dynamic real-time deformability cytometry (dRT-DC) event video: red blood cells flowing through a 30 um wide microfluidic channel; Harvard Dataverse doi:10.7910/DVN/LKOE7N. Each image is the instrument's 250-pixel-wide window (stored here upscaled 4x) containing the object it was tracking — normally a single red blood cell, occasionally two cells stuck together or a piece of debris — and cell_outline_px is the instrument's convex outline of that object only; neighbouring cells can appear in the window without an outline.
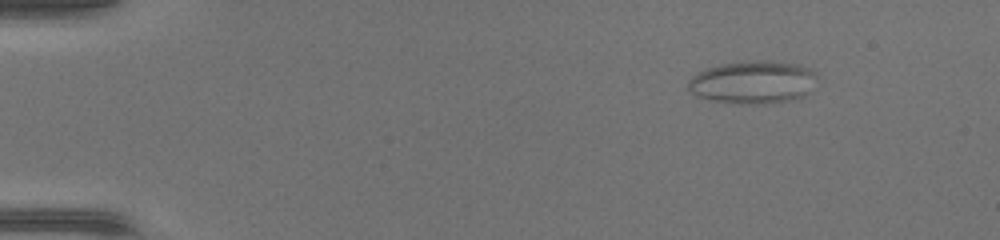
{"species": "common noctule bat (a hibernating species)", "species_latin": "Nyctalus noctula", "temperature_condition": "warm", "stored_images_in_passage": 49, "camera_frame_rate_fps": 3000, "um_per_image_px": 0.085, "animal": {"sex": "female", "body_mass_g": 17.0, "forearm_length_mm": 48.0}, "frame": {"image": 1, "passage_image": 7, "time_ms": 2.0, "image_size_px": [1000, 240], "cell_outline_px": [[816, 76], [808, 92], [804, 96], [792, 100], [764, 104], [740, 104], [708, 100], [696, 96], [688, 88], [688, 80], [692, 76], [708, 68], [720, 64], [756, 60], [764, 60], [796, 64], [808, 68], [816, 72]], "centroid_in_image_um": [63.98, 7.0], "position_along_channel_um": 21.0, "area_um2": 32.14}}
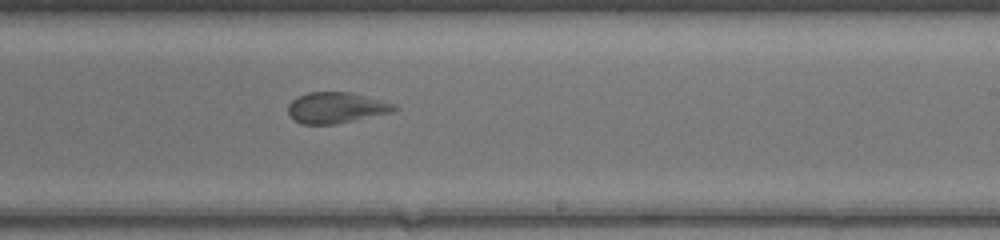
{"frame": {"image": 2, "passage_image": 31, "time_ms": 10.0, "image_size_px": [1000, 240], "cell_outline_px": [[400, 108], [392, 112], [336, 124], [300, 124], [288, 112], [288, 104], [296, 96], [308, 92], [352, 92], [396, 104]], "centroid_in_image_um": [28.59, 9.14], "position_along_channel_um": 260.4, "area_um2": 19.19}}
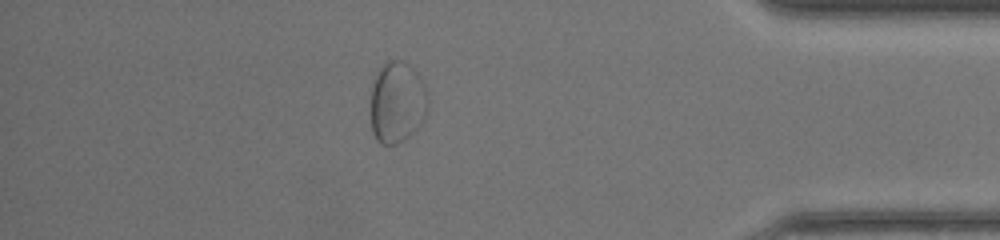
{"frame": {"image": 3, "passage_image": 43, "time_ms": 14.0, "image_size_px": [1000, 240], "cell_outline_px": [[428, 112], [424, 120], [408, 136], [396, 144], [380, 144], [376, 140], [372, 132], [372, 84], [380, 68], [388, 60], [400, 60], [408, 64], [420, 76], [428, 92]], "centroid_in_image_um": [33.79, 8.7], "position_along_channel_um": 401.4, "area_um2": 27.17}}